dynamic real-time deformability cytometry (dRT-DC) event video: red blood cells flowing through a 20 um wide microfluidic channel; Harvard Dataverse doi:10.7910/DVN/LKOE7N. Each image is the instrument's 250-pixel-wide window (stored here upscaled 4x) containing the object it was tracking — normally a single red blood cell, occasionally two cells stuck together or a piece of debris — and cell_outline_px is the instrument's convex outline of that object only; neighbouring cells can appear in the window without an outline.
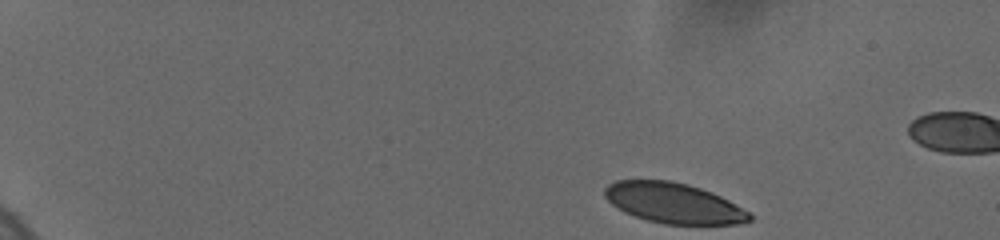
{"species": "human", "species_latin": "Homo sapiens", "temperature_condition": "cold", "stored_images_in_passage": 17, "camera_frame_rate_fps": 3000, "um_per_image_px": 0.085, "donor": {"sex": "female"}, "frame": {"image": 1, "passage_image": 1, "time_ms": 0.0, "image_size_px": [1000, 240], "cell_outline_px": [[752, 220], [740, 224], [664, 224], [648, 220], [624, 212], [612, 204], [604, 196], [604, 188], [608, 184], [616, 180], [672, 180], [688, 184], [712, 192], [728, 200], [748, 212], [752, 216]], "centroid_in_image_um": [57.24, 17.25], "position_along_channel_um": 27.8, "area_um2": 33.99}}
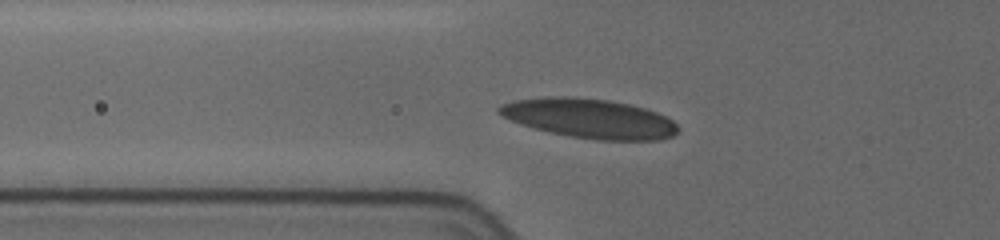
{"frame": {"image": 2, "passage_image": 15, "time_ms": 4.667, "image_size_px": [1000, 240], "cell_outline_px": [[680, 128], [672, 136], [660, 140], [596, 140], [572, 136], [532, 128], [508, 120], [500, 116], [496, 112], [496, 108], [500, 104], [512, 100], [548, 96], [576, 96], [608, 100], [628, 104], [644, 108], [656, 112], [672, 120]], "centroid_in_image_um": [50.03, 10.05], "position_along_channel_um": 75.8, "area_um2": 41.44}}